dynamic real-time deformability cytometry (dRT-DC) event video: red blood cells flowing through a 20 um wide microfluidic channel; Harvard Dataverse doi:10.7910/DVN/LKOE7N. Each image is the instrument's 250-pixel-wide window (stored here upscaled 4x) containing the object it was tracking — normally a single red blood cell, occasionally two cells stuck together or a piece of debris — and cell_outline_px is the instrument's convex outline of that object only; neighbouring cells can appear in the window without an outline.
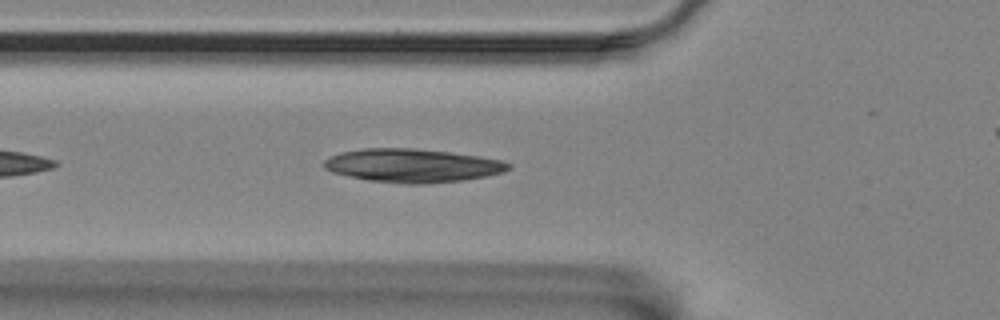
{"species": "Egyptian fruit bat (a non-hibernating species)", "species_latin": "Rousettus aegyptiacus", "temperature_condition": "room temperature", "stored_images_in_passage": 11, "camera_frame_rate_fps": 3000, "um_per_image_px": 0.085, "animal": {"sex": "female"}, "frame": {"image": 1, "passage_image": 4, "time_ms": 1.0, "image_size_px": [1000, 320], "cell_outline_px": [[512, 168], [504, 172], [488, 176], [460, 180], [428, 184], [404, 184], [368, 180], [332, 172], [324, 168], [324, 160], [340, 152], [364, 148], [412, 148], [448, 152], [480, 156], [504, 160], [512, 164]], "centroid_in_image_um": [35.1, 14.07], "position_along_channel_um": 90.7, "area_um2": 36.13}}
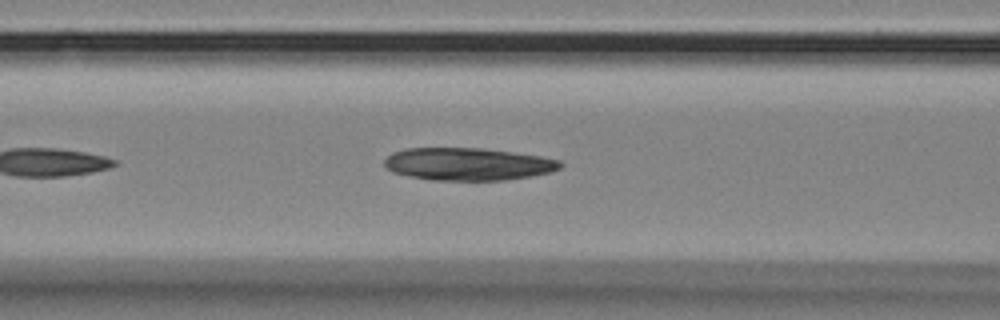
{"frame": {"image": 2, "passage_image": 7, "time_ms": 2.0, "image_size_px": [1000, 320], "cell_outline_px": [[564, 164], [560, 168], [552, 172], [532, 176], [504, 180], [432, 180], [412, 176], [396, 172], [388, 168], [384, 164], [384, 160], [392, 152], [408, 148], [484, 148], [540, 156], [560, 160]], "centroid_in_image_um": [39.83, 13.94], "position_along_channel_um": 126.8, "area_um2": 33.23}}